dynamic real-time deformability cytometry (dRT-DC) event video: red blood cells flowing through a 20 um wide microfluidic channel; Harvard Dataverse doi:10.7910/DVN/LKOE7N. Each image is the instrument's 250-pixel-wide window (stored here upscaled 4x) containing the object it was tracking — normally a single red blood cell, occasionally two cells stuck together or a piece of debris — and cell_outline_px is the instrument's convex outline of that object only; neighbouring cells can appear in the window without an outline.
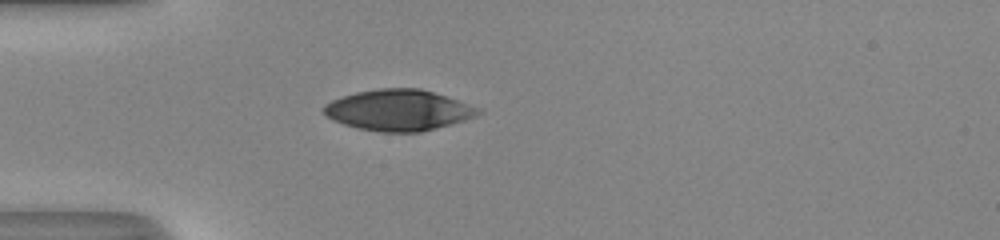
{"species": "human", "species_latin": "Homo sapiens", "temperature_condition": "room temperature", "stored_images_in_passage": 37, "camera_frame_rate_fps": 3000, "um_per_image_px": 0.085, "donor": {"sex": "male"}, "frame": {"image": 1, "passage_image": 1, "time_ms": 0.0, "image_size_px": [1000, 240], "cell_outline_px": [[484, 112], [476, 116], [464, 120], [420, 132], [380, 132], [360, 128], [344, 124], [332, 120], [320, 108], [324, 104], [332, 100], [356, 92], [380, 88], [420, 88], [480, 108]], "centroid_in_image_um": [33.85, 9.36], "position_along_channel_um": 51.2, "area_um2": 36.53}}
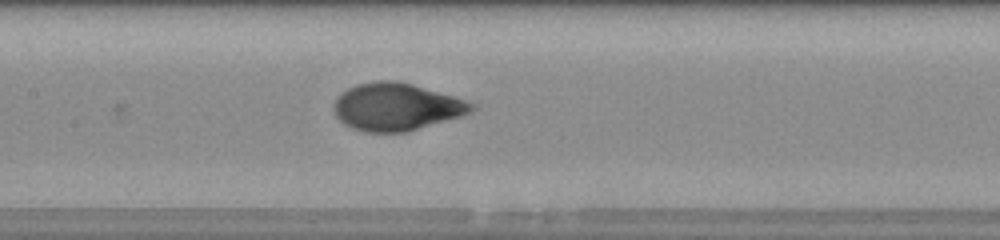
{"frame": {"image": 2, "passage_image": 11, "time_ms": 3.333, "image_size_px": [1000, 240], "cell_outline_px": [[476, 108], [472, 112], [460, 116], [408, 132], [368, 132], [352, 128], [344, 124], [336, 116], [336, 96], [348, 88], [356, 84], [376, 80], [396, 80], [412, 84], [452, 96], [476, 104]], "centroid_in_image_um": [33.7, 9.08], "position_along_channel_um": 173.7, "area_um2": 37.86}}
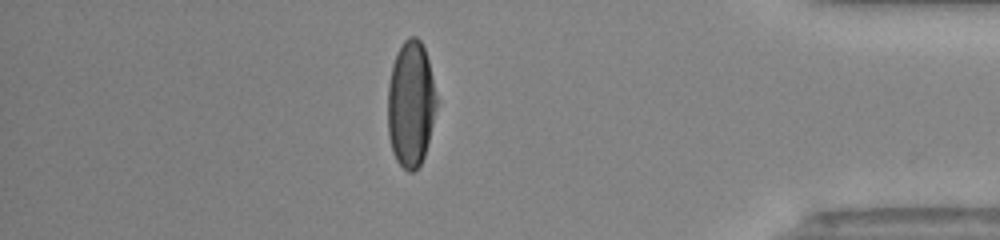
{"frame": {"image": 3, "passage_image": 30, "time_ms": 9.667, "image_size_px": [1000, 240], "cell_outline_px": [[436, 108], [424, 156], [420, 164], [412, 172], [408, 172], [396, 160], [392, 152], [388, 136], [388, 84], [392, 64], [396, 52], [404, 40], [408, 36], [416, 36], [420, 40], [424, 48], [428, 60], [436, 96]], "centroid_in_image_um": [34.89, 8.82], "position_along_channel_um": 400.3, "area_um2": 35.72}, "authors_computed_cell_mechanics": {"area_um2": 38.0324, "velocity_mm_per_s": 4.1176, "shape_relaxation_time_tau1_ms": 4.0286, "shape_relaxation_time_tau2_ms": null, "deformation_change_tau1": 0.2291, "deformation_change_tau2": null}}